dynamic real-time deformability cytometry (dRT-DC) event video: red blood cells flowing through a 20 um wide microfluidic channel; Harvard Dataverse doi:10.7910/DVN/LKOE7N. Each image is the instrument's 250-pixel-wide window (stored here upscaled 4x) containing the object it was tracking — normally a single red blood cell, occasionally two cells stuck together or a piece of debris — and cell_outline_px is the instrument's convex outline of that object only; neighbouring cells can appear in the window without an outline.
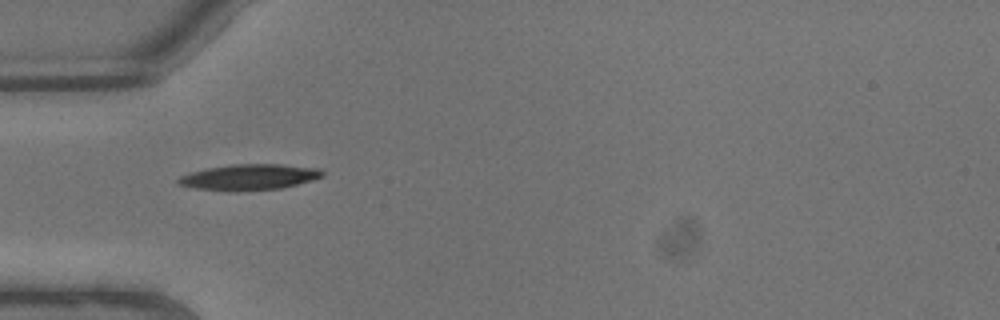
{"species": "common noctule bat (a hibernating species)", "species_latin": "Nyctalus noctula", "temperature_condition": "warm", "stored_images_in_passage": 2, "camera_frame_rate_fps": 3000, "um_per_image_px": 0.085, "animal": {"sex": "male", "body_mass_g": 13.3}, "frame": {"image": 1, "passage_image": 1, "time_ms": 0.0, "image_size_px": [1000, 320], "cell_outline_px": [[324, 176], [312, 180], [280, 188], [236, 192], [196, 188], [176, 184], [176, 180], [180, 176], [188, 172], [228, 164], [284, 164], [320, 168], [324, 172]], "centroid_in_image_um": [21.17, 15.05], "position_along_channel_um": 63.8, "area_um2": 21.96}}
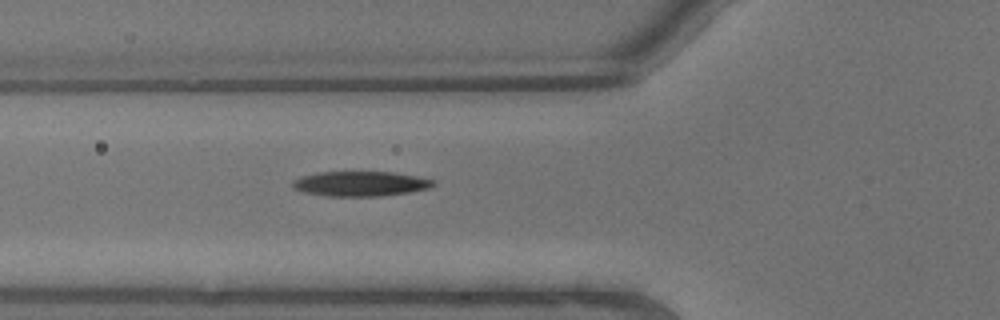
{"frame": {"image": 2, "passage_image": 2, "time_ms": 0.333, "image_size_px": [1000, 320], "cell_outline_px": [[436, 184], [428, 188], [408, 192], [376, 196], [328, 196], [304, 192], [292, 188], [292, 180], [300, 176], [316, 172], [392, 172], [416, 176], [436, 180]], "centroid_in_image_um": [30.6, 15.61], "position_along_channel_um": 95.2, "area_um2": 20.4}}